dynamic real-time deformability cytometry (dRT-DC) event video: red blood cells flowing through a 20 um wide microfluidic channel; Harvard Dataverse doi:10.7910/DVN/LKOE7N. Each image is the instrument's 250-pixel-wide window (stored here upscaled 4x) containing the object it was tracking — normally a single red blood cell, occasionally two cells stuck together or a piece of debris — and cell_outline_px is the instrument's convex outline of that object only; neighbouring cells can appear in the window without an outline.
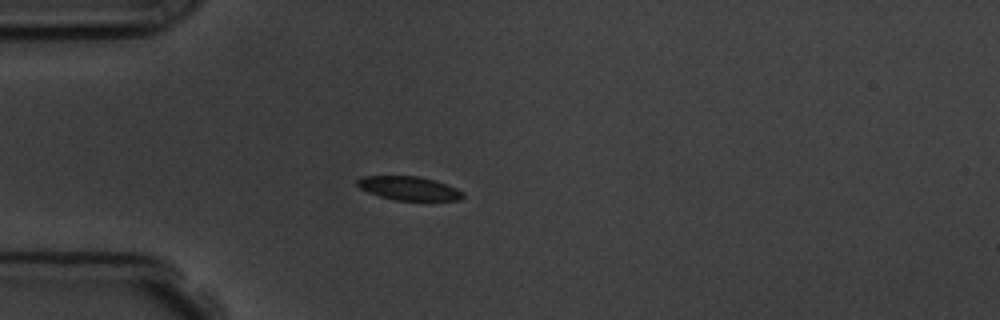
{"species": "common noctule bat (a hibernating species)", "species_latin": "Nyctalus noctula", "temperature_condition": "room temperature", "stored_images_in_passage": 5, "camera_frame_rate_fps": 3000, "um_per_image_px": 0.085, "animal": {"sex": "male", "body_mass_g": 19.5, "forearm_length_mm": 54.6}, "frame": {"image": 1, "passage_image": 4, "time_ms": 3.667, "image_size_px": [1000, 320], "cell_outline_px": [[464, 196], [460, 200], [396, 200], [380, 196], [368, 192], [360, 188], [356, 184], [356, 180], [364, 176], [416, 176], [436, 180], [456, 188], [464, 192]], "centroid_in_image_um": [34.77, 16.0], "position_along_channel_um": 50.2, "area_um2": 14.57}}